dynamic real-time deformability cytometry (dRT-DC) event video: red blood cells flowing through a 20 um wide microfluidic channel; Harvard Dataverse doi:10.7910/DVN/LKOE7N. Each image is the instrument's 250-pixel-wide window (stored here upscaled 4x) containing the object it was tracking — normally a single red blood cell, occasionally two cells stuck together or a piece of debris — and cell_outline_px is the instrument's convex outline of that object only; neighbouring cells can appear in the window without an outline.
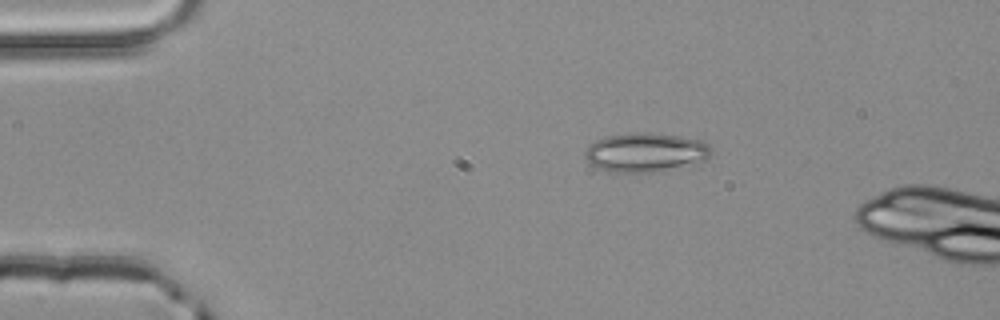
{"species": "common noctule bat (a hibernating species)", "species_latin": "Nyctalus noctula", "temperature_condition": "room temperature", "stored_images_in_passage": 2, "camera_frame_rate_fps": 3000, "um_per_image_px": 0.085, "animal": {"sex": "male", "body_mass_g": 20.4}, "frame": {"image": 1, "passage_image": 1, "time_ms": 0.0, "image_size_px": [1000, 320], "cell_outline_px": [[712, 156], [696, 164], [660, 172], [616, 172], [600, 168], [592, 164], [584, 156], [584, 152], [596, 140], [608, 136], [640, 132], [648, 132], [680, 136], [700, 140], [708, 144], [712, 148]], "centroid_in_image_um": [54.96, 12.96], "position_along_channel_um": 30.0, "area_um2": 28.78}}